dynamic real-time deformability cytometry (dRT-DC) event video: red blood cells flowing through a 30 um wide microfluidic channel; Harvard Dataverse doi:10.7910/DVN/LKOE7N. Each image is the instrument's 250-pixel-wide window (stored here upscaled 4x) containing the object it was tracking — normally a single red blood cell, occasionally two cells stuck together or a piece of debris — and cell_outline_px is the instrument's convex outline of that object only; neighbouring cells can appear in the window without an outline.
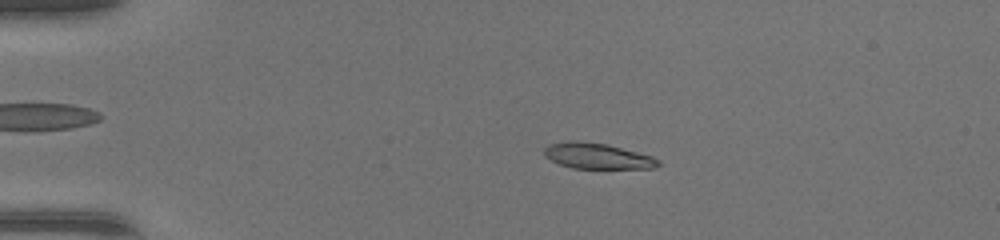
{"species": "common noctule bat (a hibernating species)", "species_latin": "Nyctalus noctula", "temperature_condition": "warm", "stored_images_in_passage": 39, "camera_frame_rate_fps": 3000, "um_per_image_px": 0.085, "animal": {"sex": "female", "body_mass_g": 17.0, "forearm_length_mm": 48.0}, "frame": {"image": 1, "passage_image": 2, "time_ms": 0.333, "image_size_px": [1000, 240], "cell_outline_px": [[660, 164], [656, 168], [572, 168], [560, 164], [544, 156], [544, 148], [548, 144], [568, 140], [576, 140], [608, 144], [652, 156], [660, 160]], "centroid_in_image_um": [50.76, 13.25], "position_along_channel_um": 34.2, "area_um2": 17.17}}
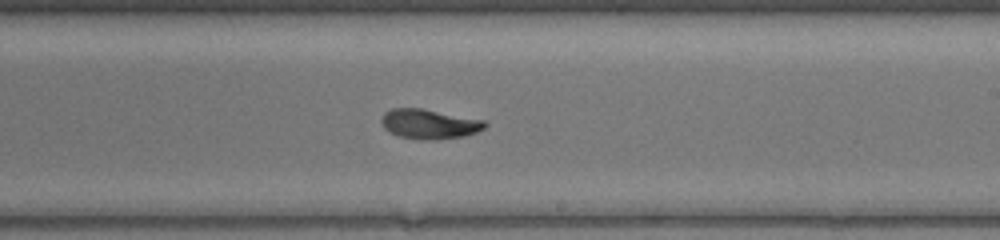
{"frame": {"image": 2, "passage_image": 21, "time_ms": 6.667, "image_size_px": [1000, 240], "cell_outline_px": [[488, 124], [484, 128], [476, 132], [464, 136], [436, 140], [424, 140], [400, 136], [388, 132], [384, 128], [380, 120], [384, 112], [392, 108], [420, 108], [484, 120]], "centroid_in_image_um": [36.46, 10.54], "position_along_channel_um": 252.5, "area_um2": 17.92}}
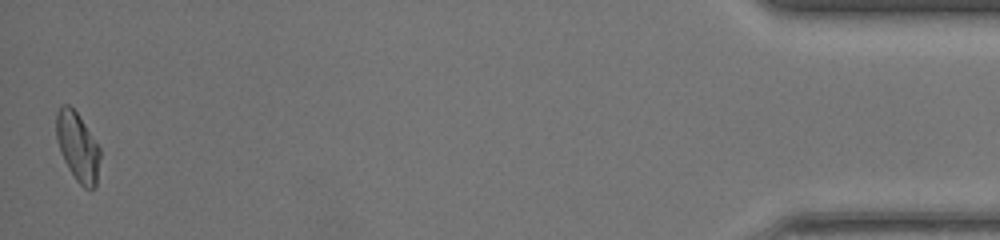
{"frame": {"image": 3, "passage_image": 39, "time_ms": 12.667, "image_size_px": [1000, 240], "cell_outline_px": [[100, 156], [96, 184], [92, 188], [84, 188], [76, 180], [68, 168], [60, 152], [56, 136], [56, 112], [64, 104], [68, 104], [76, 112], [100, 148]], "centroid_in_image_um": [6.58, 12.48], "position_along_channel_um": 428.6, "area_um2": 17.22}, "authors_computed_cell_mechanics": {"area_um2": 17.4556, "velocity_mm_per_s": 4.4018, "shape_relaxation_time_tau1_ms": 9.0713, "shape_relaxation_time_tau2_ms": 2.2636, "deformation_change_tau1": 0.3064, "deformation_change_tau2": 0.0753}}